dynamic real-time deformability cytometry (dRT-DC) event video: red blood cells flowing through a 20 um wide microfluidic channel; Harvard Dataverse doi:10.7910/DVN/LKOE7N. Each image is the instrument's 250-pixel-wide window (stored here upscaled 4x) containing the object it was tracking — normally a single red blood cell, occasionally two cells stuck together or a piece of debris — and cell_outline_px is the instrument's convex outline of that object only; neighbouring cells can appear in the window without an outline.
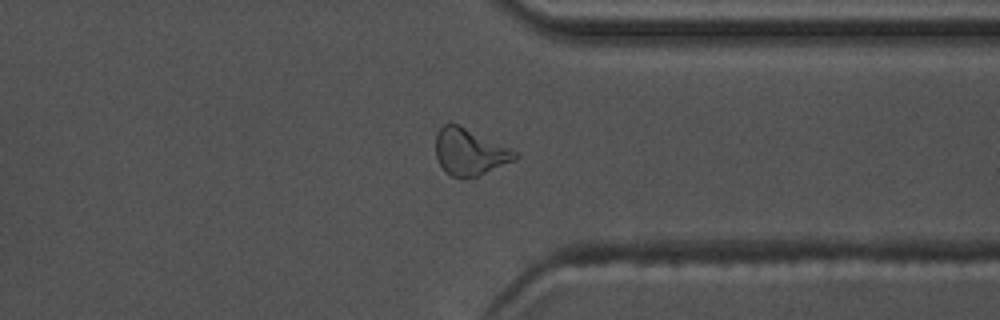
{"species": "common noctule bat (a hibernating species)", "species_latin": "Nyctalus noctula", "temperature_condition": "warm", "stored_images_in_passage": 43, "camera_frame_rate_fps": 3000, "um_per_image_px": 0.085, "animal": {"sex": "male", "body_mass_g": 17.5, "forearm_length_mm": 52.3}, "frame": {"image": 1, "passage_image": 31, "time_ms": 10.0, "image_size_px": [1000, 320], "cell_outline_px": [[520, 156], [516, 160], [476, 176], [452, 176], [444, 172], [436, 160], [436, 132], [444, 124], [460, 124], [516, 152]], "centroid_in_image_um": [39.88, 12.9], "position_along_channel_um": 371.5, "area_um2": 21.27}, "authors_computed_cell_mechanics": {"area_um2": 20.23, "velocity_mm_per_s": 3.7285, "shape_relaxation_time_tau1_ms": null, "shape_relaxation_time_tau2_ms": 2.0415, "deformation_change_tau1": null, "deformation_change_tau2": 0.1066}}